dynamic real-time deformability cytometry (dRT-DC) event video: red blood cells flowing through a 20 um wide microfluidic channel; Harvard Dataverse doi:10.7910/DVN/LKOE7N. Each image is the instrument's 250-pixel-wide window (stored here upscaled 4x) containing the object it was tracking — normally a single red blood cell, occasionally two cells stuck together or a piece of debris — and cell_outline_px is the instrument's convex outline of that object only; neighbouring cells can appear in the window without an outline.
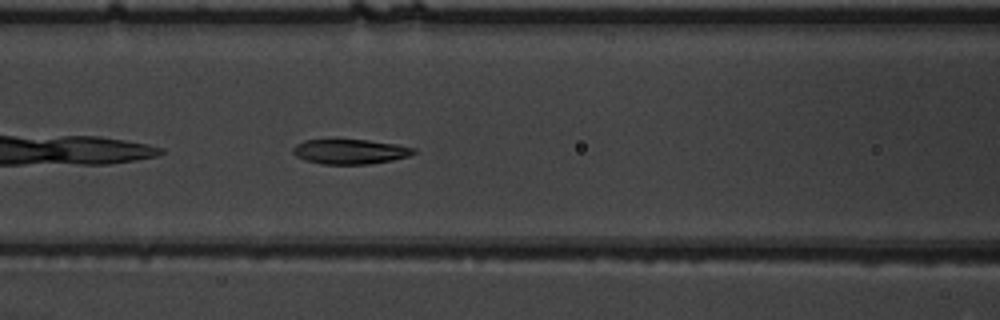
{"species": "common noctule bat (a hibernating species)", "species_latin": "Nyctalus noctula", "temperature_condition": "warm", "stored_images_in_passage": 35, "camera_frame_rate_fps": 3000, "um_per_image_px": 0.085, "animal": {"sex": "male", "body_mass_g": 19.5, "forearm_length_mm": 54.6}, "frame": {"image": 1, "passage_image": 7, "time_ms": 2.0, "image_size_px": [1000, 320], "cell_outline_px": [[416, 152], [408, 156], [392, 160], [368, 164], [324, 164], [304, 160], [296, 156], [292, 152], [292, 148], [296, 144], [304, 140], [368, 140], [396, 144], [416, 148]], "centroid_in_image_um": [29.75, 12.88], "position_along_channel_um": 136.9, "area_um2": 17.4}}
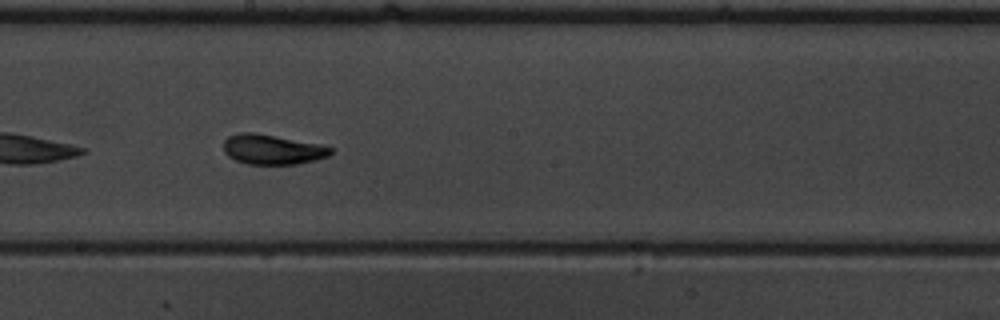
{"frame": {"image": 2, "passage_image": 14, "time_ms": 4.333, "image_size_px": [1000, 320], "cell_outline_px": [[332, 152], [328, 156], [316, 160], [296, 164], [248, 164], [236, 160], [228, 156], [224, 152], [224, 140], [228, 136], [236, 132], [252, 132], [320, 144], [332, 148]], "centroid_in_image_um": [23.12, 12.7], "position_along_channel_um": 225.1, "area_um2": 18.61}}
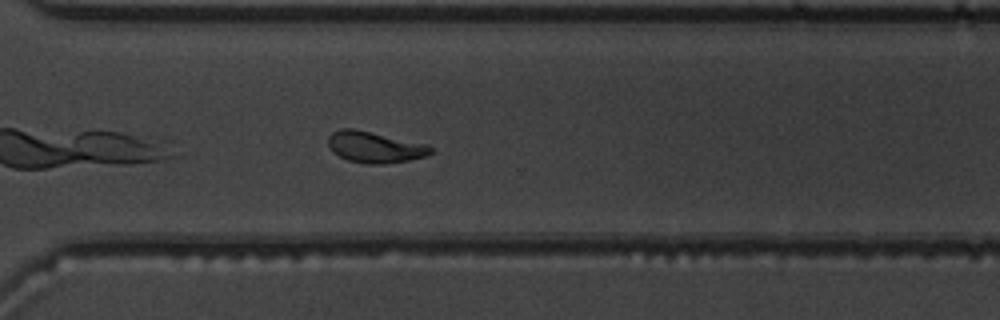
{"frame": {"image": 3, "passage_image": 23, "time_ms": 7.333, "image_size_px": [1000, 320], "cell_outline_px": [[432, 152], [424, 156], [408, 160], [384, 164], [368, 164], [348, 160], [332, 152], [328, 144], [328, 136], [332, 132], [340, 128], [352, 128], [428, 144], [432, 148]], "centroid_in_image_um": [31.83, 12.5], "position_along_channel_um": 338.8, "area_um2": 18.55}, "authors_computed_cell_mechanics": {"area_um2": 18.0336, "velocity_mm_per_s": 3.794, "shape_relaxation_time_tau1_ms": 4.0271, "shape_relaxation_time_tau2_ms": 1.9245, "deformation_change_tau1": 0.1588, "deformation_change_tau2": 0.0732}}